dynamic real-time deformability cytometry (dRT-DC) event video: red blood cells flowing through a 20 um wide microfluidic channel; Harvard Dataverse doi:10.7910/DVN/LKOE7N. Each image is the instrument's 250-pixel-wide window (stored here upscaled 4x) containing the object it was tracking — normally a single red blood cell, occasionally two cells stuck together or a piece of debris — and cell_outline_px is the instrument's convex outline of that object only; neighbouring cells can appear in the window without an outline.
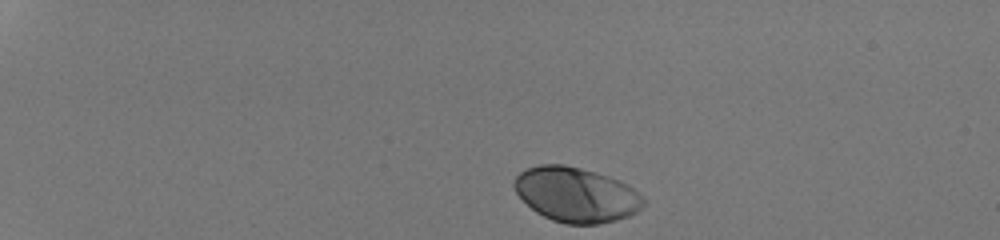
{"species": "human", "species_latin": "Homo sapiens", "temperature_condition": "room temperature", "stored_images_in_passage": 36, "camera_frame_rate_fps": 3000, "um_per_image_px": 0.085, "donor": {"sex": "male"}, "frame": {"image": 1, "passage_image": 1, "time_ms": 0.0, "image_size_px": [1000, 240], "cell_outline_px": [[648, 200], [636, 212], [628, 216], [616, 220], [596, 224], [564, 224], [552, 220], [536, 212], [516, 192], [512, 184], [512, 180], [520, 172], [528, 168], [540, 164], [564, 164], [580, 168], [608, 176], [632, 188]], "centroid_in_image_um": [48.96, 16.55], "position_along_channel_um": 36.0, "area_um2": 41.04}}
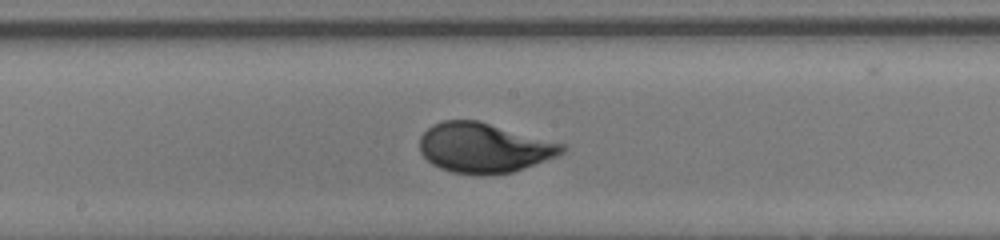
{"frame": {"image": 2, "passage_image": 21, "time_ms": 6.667, "image_size_px": [1000, 240], "cell_outline_px": [[568, 148], [564, 152], [556, 156], [512, 172], [452, 172], [440, 168], [432, 164], [420, 152], [420, 136], [432, 124], [444, 120], [480, 120], [564, 144]], "centroid_in_image_um": [41.13, 12.51], "position_along_channel_um": 207.1, "area_um2": 40.58}}
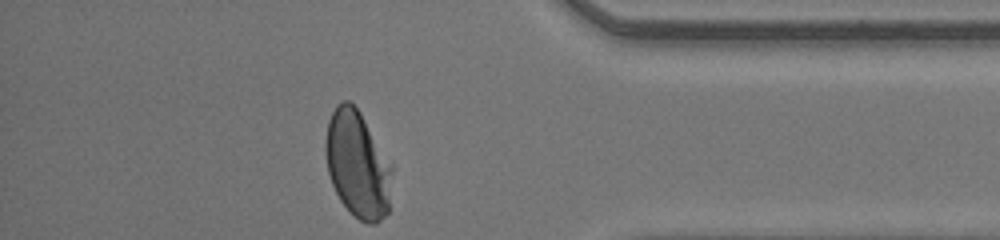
{"frame": {"image": 3, "passage_image": 36, "time_ms": 11.667, "image_size_px": [1000, 240], "cell_outline_px": [[392, 172], [388, 212], [376, 224], [368, 224], [360, 220], [340, 200], [332, 184], [328, 172], [324, 152], [324, 140], [328, 120], [336, 104], [344, 100], [348, 100], [360, 112], [392, 164]], "centroid_in_image_um": [30.37, 13.95], "position_along_channel_um": 404.8, "area_um2": 41.38}, "authors_computed_cell_mechanics": {"area_um2": 40.6045, "velocity_mm_per_s": 4.2277, "shape_relaxation_time_tau1_ms": 2.3076, "shape_relaxation_time_tau2_ms": null, "deformation_change_tau1": 0.1639, "deformation_change_tau2": null}}